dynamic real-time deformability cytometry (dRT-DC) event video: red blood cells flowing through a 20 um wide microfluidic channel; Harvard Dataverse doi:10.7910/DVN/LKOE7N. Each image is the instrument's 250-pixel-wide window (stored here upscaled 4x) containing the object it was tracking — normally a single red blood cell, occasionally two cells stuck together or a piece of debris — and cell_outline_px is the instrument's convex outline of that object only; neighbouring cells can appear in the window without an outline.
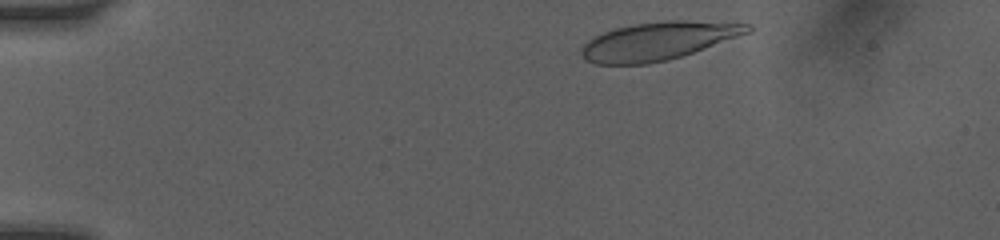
{"species": "human", "species_latin": "Homo sapiens", "temperature_condition": "room temperature", "stored_images_in_passage": 27, "camera_frame_rate_fps": 3000, "um_per_image_px": 0.085, "donor": {"sex": "female"}, "frame": {"image": 1, "passage_image": 3, "time_ms": 0.667, "image_size_px": [1000, 240], "cell_outline_px": [[752, 32], [668, 60], [648, 64], [596, 64], [588, 60], [580, 52], [580, 48], [588, 40], [604, 32], [616, 28], [632, 24], [664, 20], [688, 20], [752, 24]], "centroid_in_image_um": [55.97, 3.47], "position_along_channel_um": 29.0, "area_um2": 36.7}}
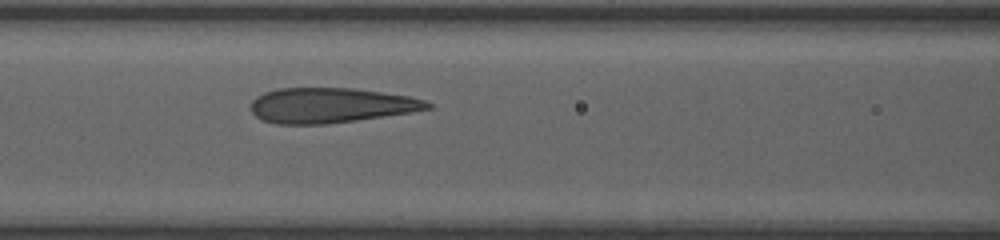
{"frame": {"image": 2, "passage_image": 21, "time_ms": 5.333, "image_size_px": [1000, 240], "cell_outline_px": [[432, 108], [412, 112], [356, 120], [324, 124], [276, 124], [264, 120], [256, 116], [252, 112], [252, 100], [256, 96], [264, 92], [276, 88], [352, 88], [408, 96], [424, 100], [432, 104]], "centroid_in_image_um": [28.09, 8.95], "position_along_channel_um": 138.5, "area_um2": 35.89}}
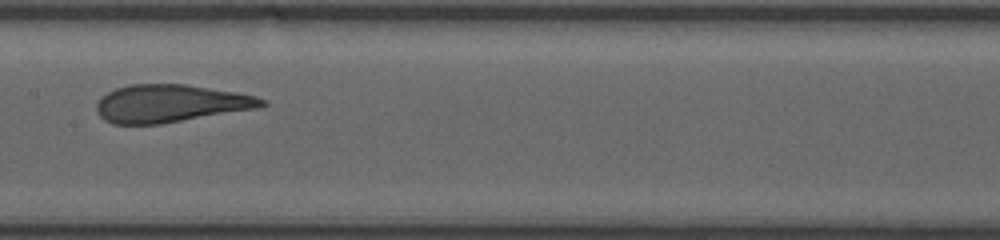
{"frame": {"image": 3, "passage_image": 26, "time_ms": 6.667, "image_size_px": [1000, 240], "cell_outline_px": [[268, 104], [256, 108], [160, 124], [112, 124], [104, 120], [96, 112], [96, 104], [100, 96], [116, 88], [132, 84], [188, 84], [236, 92], [256, 96], [264, 100]], "centroid_in_image_um": [14.43, 8.79], "position_along_channel_um": 193.0, "area_um2": 36.24}}